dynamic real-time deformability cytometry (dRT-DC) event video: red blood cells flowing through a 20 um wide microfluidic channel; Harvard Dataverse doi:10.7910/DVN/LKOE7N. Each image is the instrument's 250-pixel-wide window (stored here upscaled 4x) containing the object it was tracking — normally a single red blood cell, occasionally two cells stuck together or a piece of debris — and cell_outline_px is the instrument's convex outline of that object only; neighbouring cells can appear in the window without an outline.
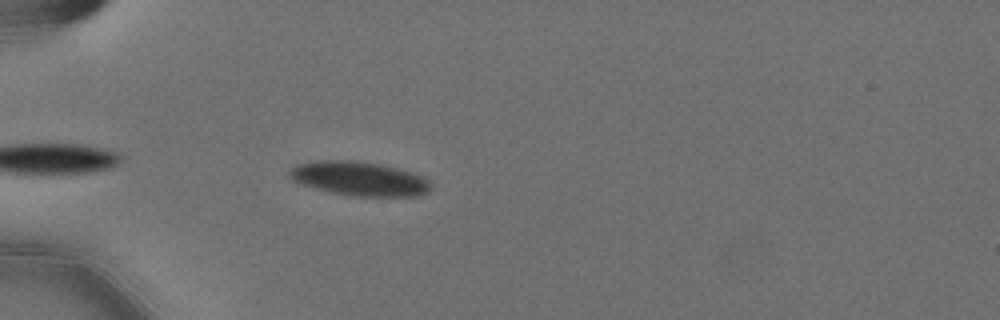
{"species": "Egyptian fruit bat (a non-hibernating species)", "species_latin": "Rousettus aegyptiacus", "temperature_condition": "cold", "stored_images_in_passage": 40, "camera_frame_rate_fps": 3000, "um_per_image_px": 0.085, "animal": {"sex": "female"}, "frame": {"image": 1, "passage_image": 3, "time_ms": 0.667, "image_size_px": [1000, 320], "cell_outline_px": [[432, 188], [428, 192], [416, 196], [352, 196], [332, 192], [316, 188], [292, 180], [288, 176], [288, 172], [296, 164], [316, 160], [352, 160], [380, 164], [412, 172], [428, 180], [432, 184]], "centroid_in_image_um": [30.54, 15.18], "position_along_channel_um": 54.5, "area_um2": 28.03}}
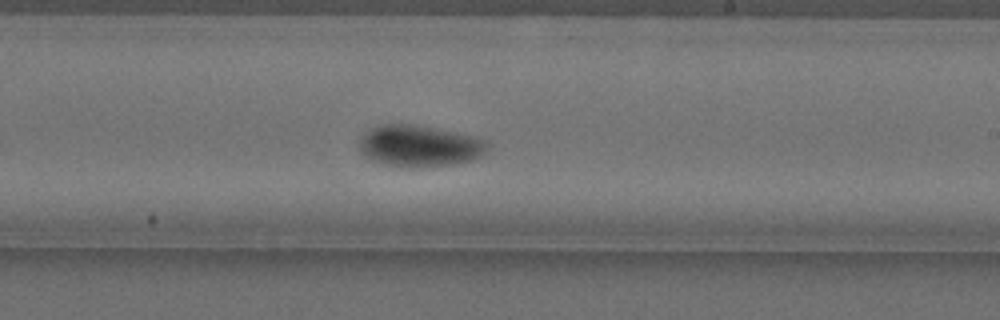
{"frame": {"image": 2, "passage_image": 21, "time_ms": 6.667, "image_size_px": [1000, 320], "cell_outline_px": [[488, 148], [480, 156], [472, 160], [452, 164], [420, 168], [400, 168], [384, 164], [372, 160], [364, 156], [360, 152], [360, 140], [372, 128], [380, 124], [412, 124], [472, 136], [488, 140]], "centroid_in_image_um": [35.64, 12.43], "position_along_channel_um": 253.4, "area_um2": 30.92}}
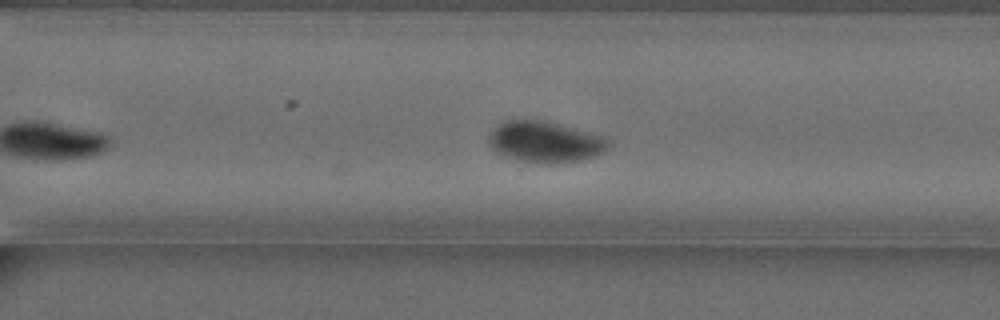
{"frame": {"image": 3, "passage_image": 27, "time_ms": 8.667, "image_size_px": [1000, 320], "cell_outline_px": [[612, 144], [604, 152], [596, 156], [580, 160], [552, 164], [536, 164], [520, 160], [496, 152], [488, 144], [488, 136], [504, 120], [544, 120], [604, 136]], "centroid_in_image_um": [46.36, 12.07], "position_along_channel_um": 324.2, "area_um2": 28.73}, "authors_computed_cell_mechanics": {"area_um2": 28.611, "velocity_mm_per_s": 3.5613, "shape_relaxation_time_tau1_ms": 6.7729, "shape_relaxation_time_tau2_ms": 2.332, "deformation_change_tau1": 0.1751, "deformation_change_tau2": 0.0276}}